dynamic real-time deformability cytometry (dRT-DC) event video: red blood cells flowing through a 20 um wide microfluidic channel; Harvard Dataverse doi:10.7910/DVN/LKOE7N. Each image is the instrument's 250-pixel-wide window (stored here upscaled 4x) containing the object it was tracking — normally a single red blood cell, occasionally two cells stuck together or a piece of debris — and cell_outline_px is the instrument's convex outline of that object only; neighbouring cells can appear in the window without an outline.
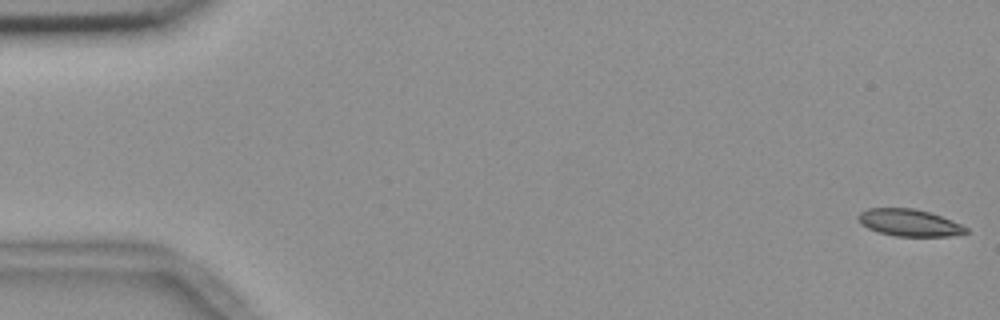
{"species": "common noctule bat (a hibernating species)", "species_latin": "Nyctalus noctula", "temperature_condition": "room temperature", "stored_images_in_passage": 55, "camera_frame_rate_fps": 3000, "um_per_image_px": 0.085, "animal": {"sex": "female", "body_mass_g": 18.4}, "frame": {"image": 1, "passage_image": 1, "time_ms": 0.0, "image_size_px": [1000, 320], "cell_outline_px": [[968, 232], [948, 236], [896, 236], [880, 232], [868, 228], [860, 224], [856, 216], [860, 212], [868, 208], [916, 208], [952, 220], [968, 228]], "centroid_in_image_um": [77.25, 18.92], "position_along_channel_um": 7.8, "area_um2": 16.88}}
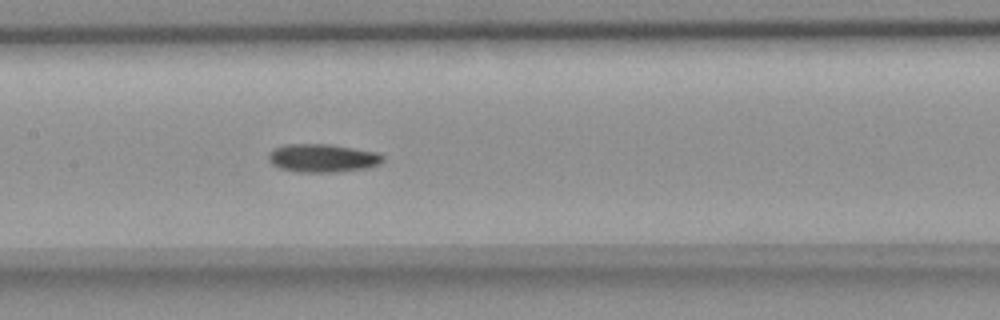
{"frame": {"image": 2, "passage_image": 27, "time_ms": 8.667, "image_size_px": [1000, 320], "cell_outline_px": [[384, 160], [380, 164], [368, 168], [336, 172], [296, 172], [280, 168], [272, 164], [268, 160], [268, 152], [272, 148], [284, 144], [332, 144], [376, 152], [384, 156]], "centroid_in_image_um": [27.4, 13.43], "position_along_channel_um": 180.0, "area_um2": 19.13}}
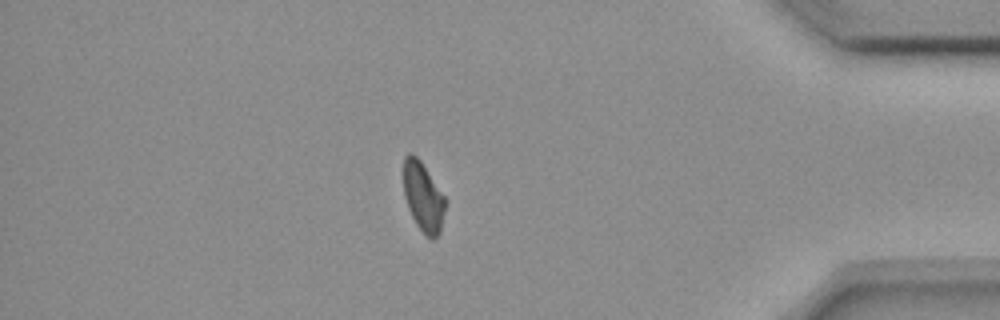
{"frame": {"image": 3, "passage_image": 48, "time_ms": 15.667, "image_size_px": [1000, 320], "cell_outline_px": [[444, 212], [440, 232], [432, 240], [416, 224], [408, 208], [404, 196], [404, 156], [408, 152], [412, 152], [420, 160], [444, 196]], "centroid_in_image_um": [35.94, 16.7], "position_along_channel_um": 399.3, "area_um2": 16.47}}